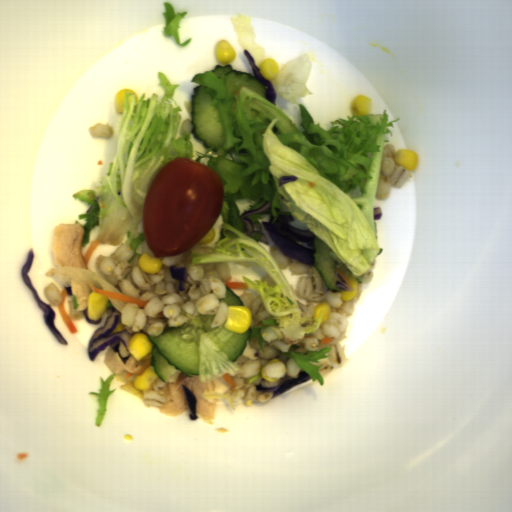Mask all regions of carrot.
Wrapping results in <instances>:
<instances>
[{"label": "carrot", "instance_id": "obj_1", "mask_svg": "<svg viewBox=\"0 0 512 512\" xmlns=\"http://www.w3.org/2000/svg\"><path fill=\"white\" fill-rule=\"evenodd\" d=\"M88 285H89L92 293L96 292V293L102 294L104 296H107V299L117 300V301H121V302H125V303H135L138 308L143 309L149 302V301H145V300L131 297L128 295L119 294V293H116V292H113L110 290L97 289L89 281H88Z\"/></svg>", "mask_w": 512, "mask_h": 512}, {"label": "carrot", "instance_id": "obj_2", "mask_svg": "<svg viewBox=\"0 0 512 512\" xmlns=\"http://www.w3.org/2000/svg\"><path fill=\"white\" fill-rule=\"evenodd\" d=\"M66 296H67V290L63 289V291L61 293V302L58 305L59 314H60L65 326L67 327L68 331L71 334H76V333H79V331L64 307V302H65Z\"/></svg>", "mask_w": 512, "mask_h": 512}, {"label": "carrot", "instance_id": "obj_3", "mask_svg": "<svg viewBox=\"0 0 512 512\" xmlns=\"http://www.w3.org/2000/svg\"><path fill=\"white\" fill-rule=\"evenodd\" d=\"M100 244V242L98 241V239L96 238L95 240H91L90 244H89V247L83 257V262L85 264V266L87 267L88 265V261L93 253V251L98 247V245Z\"/></svg>", "mask_w": 512, "mask_h": 512}, {"label": "carrot", "instance_id": "obj_4", "mask_svg": "<svg viewBox=\"0 0 512 512\" xmlns=\"http://www.w3.org/2000/svg\"><path fill=\"white\" fill-rule=\"evenodd\" d=\"M151 362H152V359H151V357H150V358H149V359H148V360H147L143 365H141V368H140L137 372H135V373L126 372V374H125V381H126L127 379H129L131 376H139V375H143V374H144V372H145V370H146V368H147L148 366L150 367Z\"/></svg>", "mask_w": 512, "mask_h": 512}, {"label": "carrot", "instance_id": "obj_5", "mask_svg": "<svg viewBox=\"0 0 512 512\" xmlns=\"http://www.w3.org/2000/svg\"><path fill=\"white\" fill-rule=\"evenodd\" d=\"M224 284L229 289H247L249 288L248 284L246 282H238V281H223Z\"/></svg>", "mask_w": 512, "mask_h": 512}, {"label": "carrot", "instance_id": "obj_6", "mask_svg": "<svg viewBox=\"0 0 512 512\" xmlns=\"http://www.w3.org/2000/svg\"><path fill=\"white\" fill-rule=\"evenodd\" d=\"M222 378L224 379V381L227 384H229L231 386V390H232L234 388V386H235V382L232 379V377L228 373H226V374L222 375Z\"/></svg>", "mask_w": 512, "mask_h": 512}, {"label": "carrot", "instance_id": "obj_7", "mask_svg": "<svg viewBox=\"0 0 512 512\" xmlns=\"http://www.w3.org/2000/svg\"><path fill=\"white\" fill-rule=\"evenodd\" d=\"M334 271L338 272L342 277L343 279L347 282V284L349 285V287H352L349 279L345 276V274L342 272L341 269H339L338 267H335Z\"/></svg>", "mask_w": 512, "mask_h": 512}, {"label": "carrot", "instance_id": "obj_8", "mask_svg": "<svg viewBox=\"0 0 512 512\" xmlns=\"http://www.w3.org/2000/svg\"><path fill=\"white\" fill-rule=\"evenodd\" d=\"M333 340H334L333 337L332 338H321V344L332 343Z\"/></svg>", "mask_w": 512, "mask_h": 512}]
</instances>
